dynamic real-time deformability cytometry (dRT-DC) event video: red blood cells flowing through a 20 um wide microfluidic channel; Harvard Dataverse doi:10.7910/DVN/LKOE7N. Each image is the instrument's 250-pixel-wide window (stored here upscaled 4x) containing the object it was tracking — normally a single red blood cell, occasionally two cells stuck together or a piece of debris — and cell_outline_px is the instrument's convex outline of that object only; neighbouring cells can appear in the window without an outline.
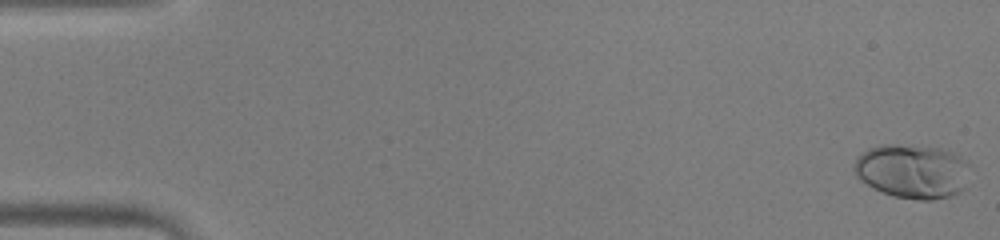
{"species": "human", "species_latin": "Homo sapiens", "temperature_condition": "warm", "stored_images_in_passage": 46, "camera_frame_rate_fps": 3000, "um_per_image_px": 0.085, "donor": {"sex": "male"}, "frame": {"image": 1, "passage_image": 1, "time_ms": 0.0, "image_size_px": [1000, 240], "cell_outline_px": [[968, 164], [964, 188], [960, 192], [952, 196], [932, 200], [920, 200], [896, 196], [872, 188], [860, 180], [856, 176], [852, 168], [856, 160], [868, 148], [884, 144], [896, 144], [940, 148], [952, 152], [968, 160]], "centroid_in_image_um": [77.55, 14.55], "position_along_channel_um": 7.5, "area_um2": 36.53}}
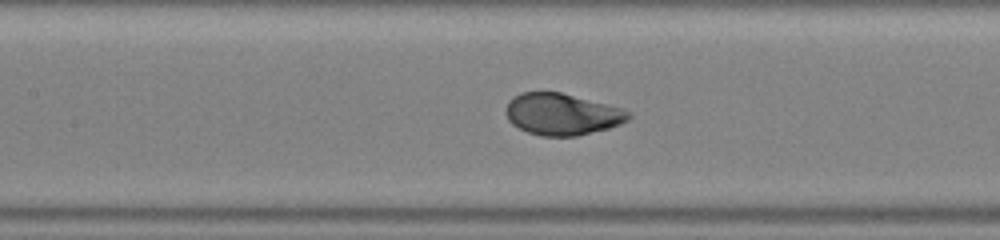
{"frame": {"image": 2, "passage_image": 23, "time_ms": 7.333, "image_size_px": [1000, 240], "cell_outline_px": [[632, 116], [628, 120], [620, 124], [608, 128], [576, 136], [540, 136], [528, 132], [512, 124], [508, 120], [504, 112], [508, 100], [520, 92], [560, 92], [624, 108], [632, 112]], "centroid_in_image_um": [47.77, 9.7], "position_along_channel_um": 159.6, "area_um2": 30.0}}
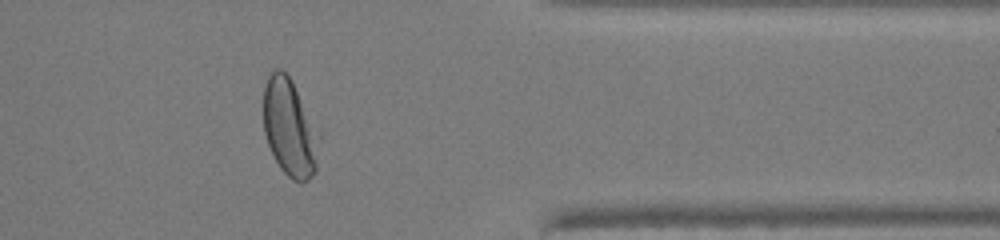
{"frame": {"image": 3, "passage_image": 40, "time_ms": 13.0, "image_size_px": [1000, 240], "cell_outline_px": [[320, 136], [316, 172], [308, 180], [300, 184], [292, 180], [280, 168], [268, 144], [264, 132], [264, 88], [268, 76], [276, 68], [280, 68], [292, 80], [320, 132]], "centroid_in_image_um": [24.65, 10.89], "position_along_channel_um": 386.7, "area_um2": 31.91}, "authors_computed_cell_mechanics": {"area_um2": 30.4028, "velocity_mm_per_s": 4.2795, "shape_relaxation_time_tau1_ms": 2.6003, "shape_relaxation_time_tau2_ms": null, "deformation_change_tau1": 0.1709, "deformation_change_tau2": null}}